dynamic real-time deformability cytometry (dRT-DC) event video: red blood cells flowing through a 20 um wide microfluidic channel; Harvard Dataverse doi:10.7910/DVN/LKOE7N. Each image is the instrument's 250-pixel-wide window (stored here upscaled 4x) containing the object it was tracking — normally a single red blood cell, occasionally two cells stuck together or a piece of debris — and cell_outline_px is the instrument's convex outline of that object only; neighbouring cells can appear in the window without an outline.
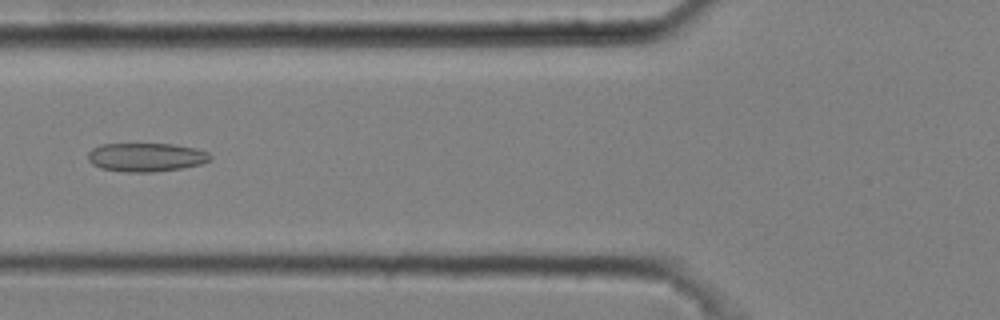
{"species": "common noctule bat (a hibernating species)", "species_latin": "Nyctalus noctula", "temperature_condition": "cold", "stored_images_in_passage": 5, "camera_frame_rate_fps": 3000, "um_per_image_px": 0.085, "animal": {"sex": "male", "body_mass_g": 20.4}, "frame": {"image": 1, "passage_image": 5, "time_ms": 1.333, "image_size_px": [1000, 320], "cell_outline_px": [[212, 160], [200, 164], [180, 168], [152, 172], [128, 172], [100, 168], [92, 164], [88, 160], [88, 152], [92, 148], [100, 144], [172, 144], [196, 148], [208, 152], [212, 156]], "centroid_in_image_um": [12.41, 13.36], "position_along_channel_um": 113.4, "area_um2": 20.46}}